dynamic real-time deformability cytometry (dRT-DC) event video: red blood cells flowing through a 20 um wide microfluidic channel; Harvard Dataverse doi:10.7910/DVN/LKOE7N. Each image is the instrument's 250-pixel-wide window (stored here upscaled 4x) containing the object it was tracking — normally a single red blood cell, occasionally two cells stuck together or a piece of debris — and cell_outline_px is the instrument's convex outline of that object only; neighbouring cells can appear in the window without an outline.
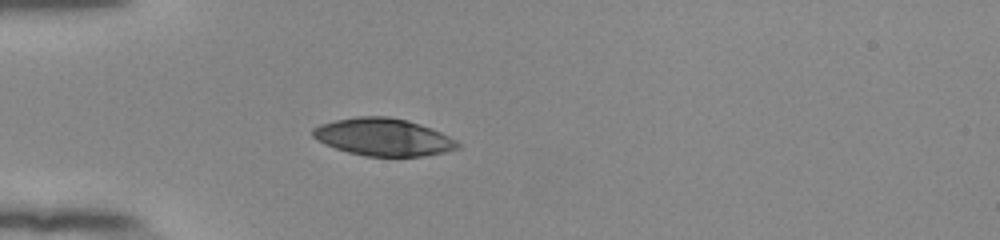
{"species": "human", "species_latin": "Homo sapiens", "temperature_condition": "room temperature", "stored_images_in_passage": 38, "camera_frame_rate_fps": 3000, "um_per_image_px": 0.085, "donor": {"sex": "female"}, "frame": {"image": 1, "passage_image": 1, "time_ms": 0.0, "image_size_px": [1000, 240], "cell_outline_px": [[460, 148], [444, 152], [420, 156], [364, 156], [348, 152], [324, 144], [312, 136], [312, 128], [320, 124], [336, 120], [356, 116], [388, 116], [408, 120], [432, 128], [456, 140], [460, 144]], "centroid_in_image_um": [32.57, 11.64], "position_along_channel_um": 52.4, "area_um2": 31.62}}
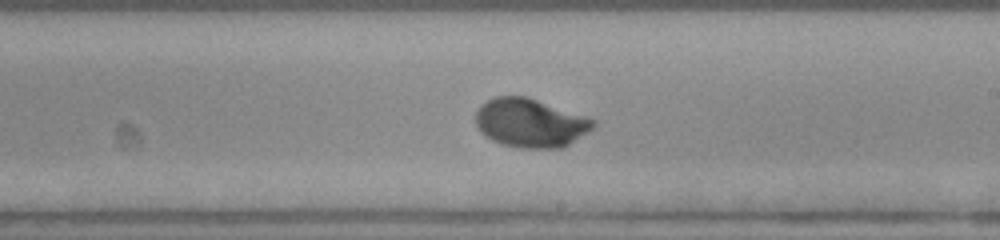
{"frame": {"image": 2, "passage_image": 17, "time_ms": 5.333, "image_size_px": [1000, 240], "cell_outline_px": [[596, 124], [588, 132], [564, 148], [520, 148], [504, 144], [492, 140], [484, 136], [480, 132], [476, 124], [476, 112], [480, 104], [496, 96], [528, 96], [596, 120]], "centroid_in_image_um": [45.07, 10.45], "position_along_channel_um": 243.9, "area_um2": 33.52}}
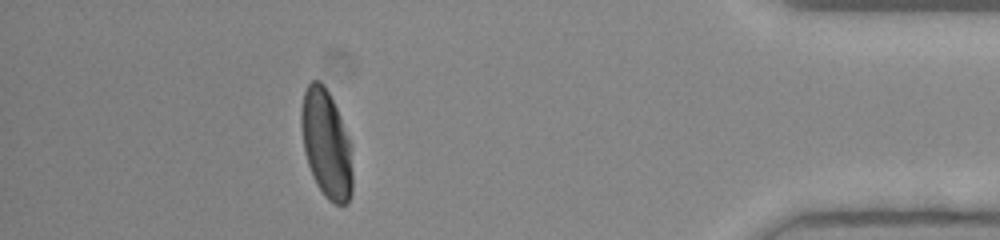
{"frame": {"image": 3, "passage_image": 33, "time_ms": 10.667, "image_size_px": [1000, 240], "cell_outline_px": [[352, 192], [348, 204], [332, 204], [324, 196], [316, 184], [312, 176], [304, 152], [300, 124], [300, 108], [304, 92], [308, 84], [312, 80], [320, 80], [324, 84], [336, 108], [348, 140], [352, 172]], "centroid_in_image_um": [27.69, 12.26], "position_along_channel_um": 407.5, "area_um2": 32.14}, "authors_computed_cell_mechanics": {"area_um2": 32.5703, "velocity_mm_per_s": 3.8765, "shape_relaxation_time_tau1_ms": 3.1184, "shape_relaxation_time_tau2_ms": null, "deformation_change_tau1": 0.2027, "deformation_change_tau2": null}}